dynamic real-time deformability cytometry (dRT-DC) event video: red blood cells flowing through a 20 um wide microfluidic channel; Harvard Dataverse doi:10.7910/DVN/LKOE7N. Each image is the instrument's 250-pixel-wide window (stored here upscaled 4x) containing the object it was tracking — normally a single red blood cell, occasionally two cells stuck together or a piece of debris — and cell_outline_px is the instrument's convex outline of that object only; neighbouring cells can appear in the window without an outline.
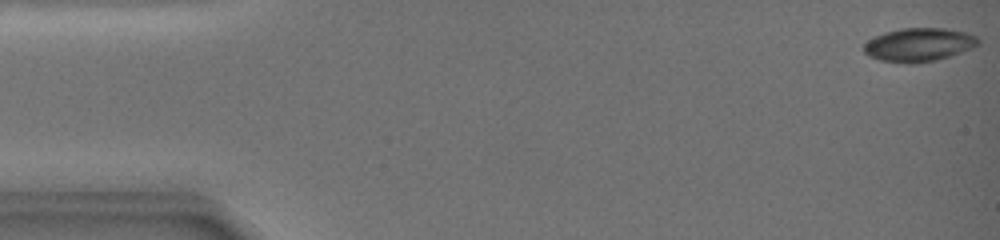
{"species": "common noctule bat (a hibernating species)", "species_latin": "Nyctalus noctula", "temperature_condition": "warm", "stored_images_in_passage": 22, "camera_frame_rate_fps": 3000, "um_per_image_px": 0.085, "animal": {"sex": "female", "body_mass_g": 19.0, "forearm_length_mm": 51.5}, "frame": {"image": 1, "passage_image": 1, "time_ms": 0.0, "image_size_px": [1000, 240], "cell_outline_px": [[980, 44], [972, 48], [936, 60], [912, 64], [908, 64], [880, 60], [868, 56], [864, 52], [864, 44], [868, 40], [884, 32], [900, 28], [944, 28], [964, 32], [976, 36], [980, 40]], "centroid_in_image_um": [78.09, 3.8], "position_along_channel_um": 6.9, "area_um2": 22.31}}
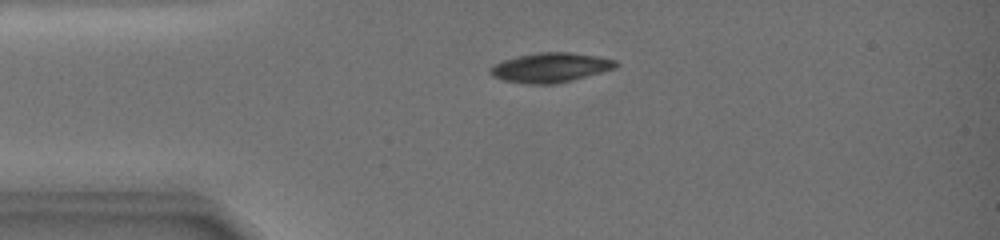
{"frame": {"image": 2, "passage_image": 14, "time_ms": 4.333, "image_size_px": [1000, 240], "cell_outline_px": [[620, 64], [616, 68], [572, 80], [556, 84], [524, 84], [500, 80], [492, 76], [488, 72], [488, 68], [492, 64], [504, 60], [520, 56], [540, 52], [568, 52], [600, 56], [616, 60]], "centroid_in_image_um": [46.77, 5.75], "position_along_channel_um": 38.2, "area_um2": 21.91}}